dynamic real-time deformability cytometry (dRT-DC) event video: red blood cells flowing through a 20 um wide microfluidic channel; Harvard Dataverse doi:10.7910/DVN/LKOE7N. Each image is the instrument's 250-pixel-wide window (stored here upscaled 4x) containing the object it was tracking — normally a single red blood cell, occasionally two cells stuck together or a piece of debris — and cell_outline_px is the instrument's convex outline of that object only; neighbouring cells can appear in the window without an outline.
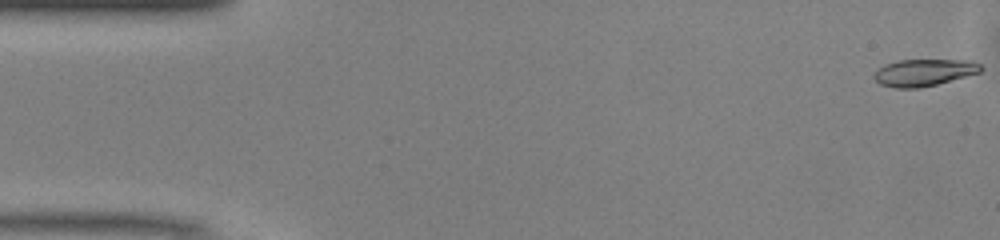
{"species": "common noctule bat (a hibernating species)", "species_latin": "Nyctalus noctula", "temperature_condition": "warm", "stored_images_in_passage": 49, "camera_frame_rate_fps": 3000, "um_per_image_px": 0.085, "animal": {"sex": "male", "body_mass_g": 13.0, "forearm_length_mm": 53.1}, "frame": {"image": 1, "passage_image": 1, "time_ms": 0.0, "image_size_px": [1000, 240], "cell_outline_px": [[984, 68], [980, 72], [936, 84], [920, 88], [896, 88], [880, 84], [872, 76], [884, 64], [900, 60], [972, 60], [980, 64]], "centroid_in_image_um": [78.54, 6.16], "position_along_channel_um": 6.5, "area_um2": 16.65}}
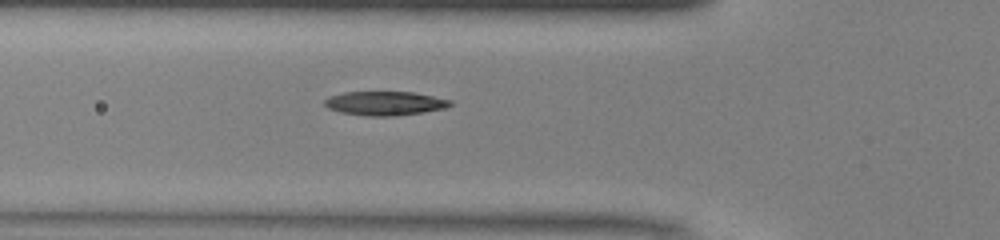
{"frame": {"image": 2, "passage_image": 17, "time_ms": 5.333, "image_size_px": [1000, 240], "cell_outline_px": [[452, 104], [444, 108], [424, 112], [392, 116], [368, 116], [340, 112], [328, 108], [324, 104], [324, 100], [328, 96], [344, 92], [412, 92], [452, 100]], "centroid_in_image_um": [32.69, 8.78], "position_along_channel_um": 93.1, "area_um2": 17.51}}
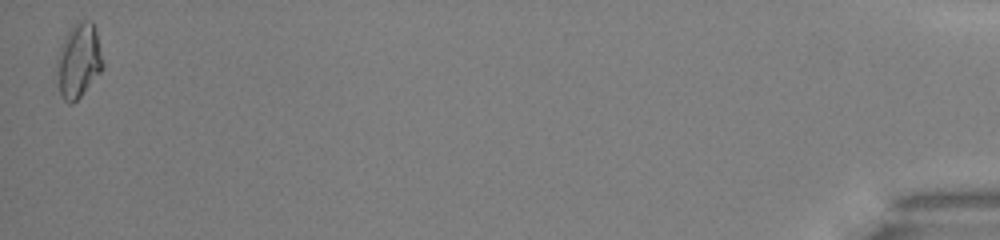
{"frame": {"image": 3, "passage_image": 49, "time_ms": 16.0, "image_size_px": [1000, 240], "cell_outline_px": [[104, 68], [80, 96], [72, 104], [68, 104], [64, 100], [60, 92], [56, 68], [56, 60], [60, 48], [72, 24], [76, 20], [92, 20], [96, 28], [104, 64]], "centroid_in_image_um": [6.7, 5.12], "position_along_channel_um": 428.5, "area_um2": 20.06}, "authors_computed_cell_mechanics": {"area_um2": 17.34, "velocity_mm_per_s": 4.1273, "shape_relaxation_time_tau1_ms": 4.7323, "shape_relaxation_time_tau2_ms": 3.911, "deformation_change_tau1": 0.1541, "deformation_change_tau2": 0.1064}}